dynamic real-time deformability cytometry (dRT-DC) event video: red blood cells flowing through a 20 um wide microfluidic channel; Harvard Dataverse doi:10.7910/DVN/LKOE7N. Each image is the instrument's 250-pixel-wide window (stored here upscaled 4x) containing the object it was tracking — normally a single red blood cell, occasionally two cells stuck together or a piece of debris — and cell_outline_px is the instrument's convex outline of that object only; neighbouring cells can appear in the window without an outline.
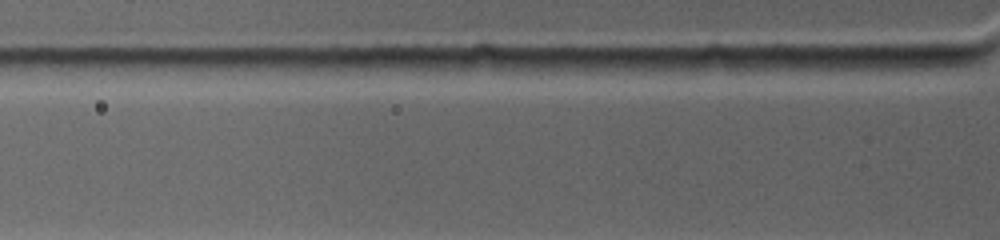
{"species": "common noctule bat (a hibernating species)", "species_latin": "Nyctalus noctula", "temperature_condition": "warm", "stored_images_in_passage": 4, "camera_frame_rate_fps": 4500, "um_per_image_px": 0.085, "animal": {"sex": "female", "body_mass_g": 19.0, "forearm_length_mm": 53.3}, "frame": {"image": 1, "passage_image": 3, "time_ms": 0.889, "image_size_px": [1000, 240], "cell_outline_px": [[560, 68], [556, 72], [508, 76], [436, 68], [428, 64], [428, 60], [472, 56], [504, 56], [552, 60]], "centroid_in_image_um": [42.23, 5.54], "position_along_channel_um": 83.6, "area_um2": 13.76}}